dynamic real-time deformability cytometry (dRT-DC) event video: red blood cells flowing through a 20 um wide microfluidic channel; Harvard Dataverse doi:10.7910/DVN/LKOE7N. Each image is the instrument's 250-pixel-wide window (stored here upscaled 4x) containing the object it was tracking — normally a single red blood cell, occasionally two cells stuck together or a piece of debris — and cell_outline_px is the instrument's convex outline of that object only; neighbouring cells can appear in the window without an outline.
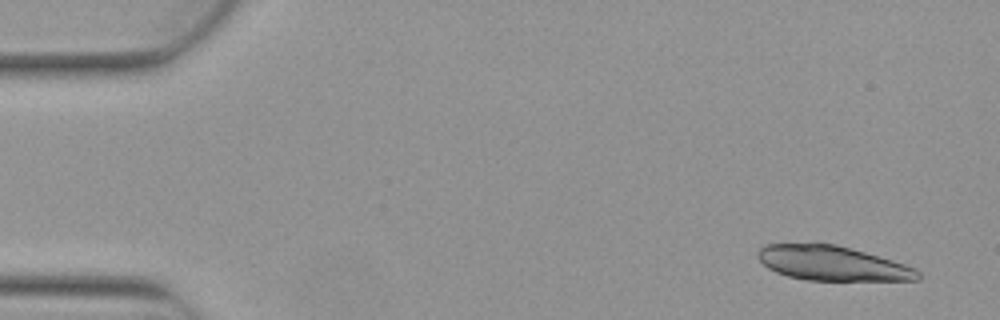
{"species": "Egyptian fruit bat (a non-hibernating species)", "species_latin": "Rousettus aegyptiacus", "temperature_condition": "warm", "stored_images_in_passage": 4, "camera_frame_rate_fps": 3000, "um_per_image_px": 0.085, "animal": {"sex": "female"}, "frame": {"image": 1, "passage_image": 1, "time_ms": 0.0, "image_size_px": [1000, 320], "cell_outline_px": [[920, 280], [808, 280], [788, 276], [776, 272], [768, 268], [756, 256], [756, 252], [760, 248], [768, 244], [836, 244], [892, 260], [916, 268], [920, 272]], "centroid_in_image_um": [70.74, 22.38], "position_along_channel_um": 14.3, "area_um2": 31.96}}
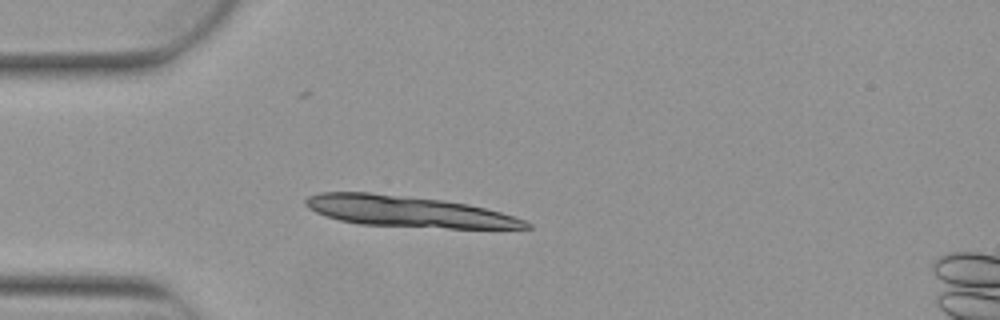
{"frame": {"image": 2, "passage_image": 4, "time_ms": 1.0, "image_size_px": [1000, 320], "cell_outline_px": [[532, 228], [448, 228], [360, 224], [340, 220], [316, 212], [308, 208], [304, 204], [304, 200], [308, 196], [320, 192], [368, 192], [444, 200], [468, 204], [500, 212], [524, 220], [532, 224]], "centroid_in_image_um": [34.68, 17.97], "position_along_channel_um": 50.3, "area_um2": 39.54}}